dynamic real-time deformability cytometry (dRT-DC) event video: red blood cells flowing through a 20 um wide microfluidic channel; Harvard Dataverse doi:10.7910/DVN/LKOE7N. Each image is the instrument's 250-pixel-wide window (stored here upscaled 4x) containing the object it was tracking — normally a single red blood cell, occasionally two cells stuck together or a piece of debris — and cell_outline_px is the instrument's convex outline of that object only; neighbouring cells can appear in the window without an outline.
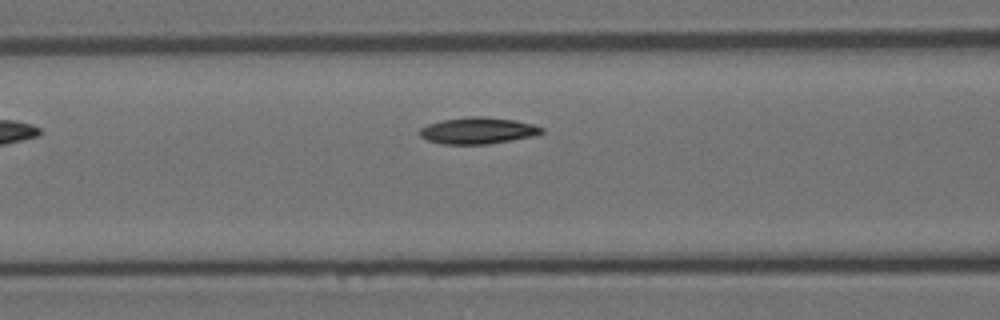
{"species": "Egyptian fruit bat (a non-hibernating species)", "species_latin": "Rousettus aegyptiacus", "temperature_condition": "room temperature", "stored_images_in_passage": 4, "camera_frame_rate_fps": 3000, "um_per_image_px": 0.085, "animal": {"sex": "female"}, "frame": {"image": 1, "passage_image": 4, "time_ms": 4.0, "image_size_px": [1000, 320], "cell_outline_px": [[544, 132], [532, 136], [512, 140], [488, 144], [444, 144], [428, 140], [420, 136], [420, 128], [428, 124], [440, 120], [468, 116], [484, 116], [512, 120], [532, 124], [544, 128]], "centroid_in_image_um": [40.6, 11.1], "position_along_channel_um": 126.0, "area_um2": 18.79}}